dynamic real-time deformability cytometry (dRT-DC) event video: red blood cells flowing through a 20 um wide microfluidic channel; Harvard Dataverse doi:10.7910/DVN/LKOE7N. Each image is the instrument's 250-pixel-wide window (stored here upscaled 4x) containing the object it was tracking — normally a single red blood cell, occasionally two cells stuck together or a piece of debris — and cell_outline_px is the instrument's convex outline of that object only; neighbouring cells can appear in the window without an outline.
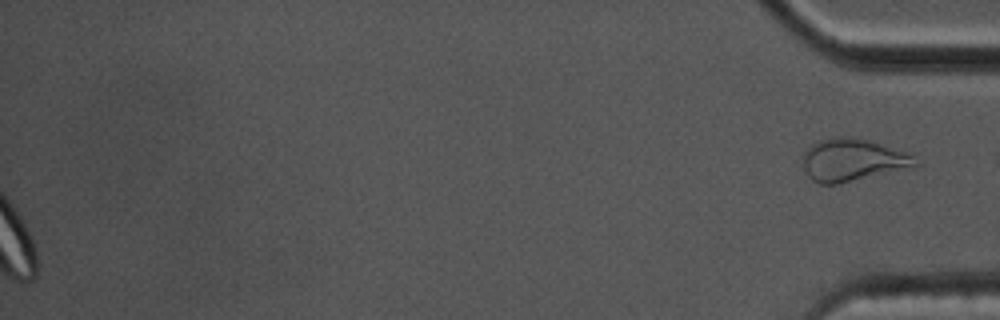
{"species": "common noctule bat (a hibernating species)", "species_latin": "Nyctalus noctula", "temperature_condition": "cold", "stored_images_in_passage": 54, "segment_of_instrument_passage": [2, 2], "camera_frame_rate_fps": 3000, "um_per_image_px": 0.085, "animal": {"sex": "male", "body_mass_g": 17.5, "forearm_length_mm": 52.3}, "frame": {"image": 1, "passage_image": 54, "time_ms": 17.667, "image_size_px": [1000, 320], "cell_outline_px": [[920, 164], [916, 168], [836, 184], [820, 184], [812, 180], [808, 176], [804, 168], [800, 156], [812, 144], [820, 140], [832, 136], [844, 136], [868, 140], [916, 156]], "centroid_in_image_um": [72.49, 13.61], "position_along_channel_um": 362.7, "area_um2": 28.26}}